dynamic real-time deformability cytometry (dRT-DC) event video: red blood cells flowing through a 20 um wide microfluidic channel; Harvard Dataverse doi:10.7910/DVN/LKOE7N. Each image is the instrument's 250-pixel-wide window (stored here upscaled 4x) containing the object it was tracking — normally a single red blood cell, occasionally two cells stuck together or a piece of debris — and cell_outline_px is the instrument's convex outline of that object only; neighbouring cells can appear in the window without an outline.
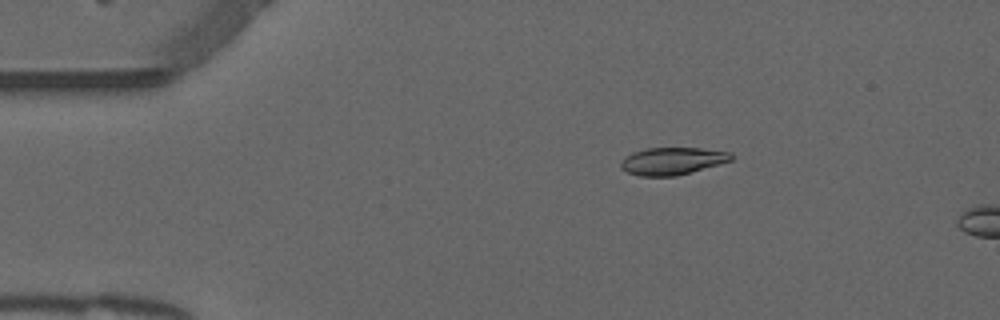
{"species": "common noctule bat (a hibernating species)", "species_latin": "Nyctalus noctula", "temperature_condition": "warm", "stored_images_in_passage": 12, "camera_frame_rate_fps": 3000, "um_per_image_px": 0.085, "animal": {"sex": "male", "forearm_length_mm": 52.5}, "frame": {"image": 1, "passage_image": 9, "time_ms": 2.667, "image_size_px": [1000, 320], "cell_outline_px": [[736, 156], [732, 160], [676, 176], [640, 176], [628, 172], [620, 168], [620, 164], [632, 152], [644, 148], [700, 148], [732, 152]], "centroid_in_image_um": [57.18, 13.68], "position_along_channel_um": 27.8, "area_um2": 17.51}}